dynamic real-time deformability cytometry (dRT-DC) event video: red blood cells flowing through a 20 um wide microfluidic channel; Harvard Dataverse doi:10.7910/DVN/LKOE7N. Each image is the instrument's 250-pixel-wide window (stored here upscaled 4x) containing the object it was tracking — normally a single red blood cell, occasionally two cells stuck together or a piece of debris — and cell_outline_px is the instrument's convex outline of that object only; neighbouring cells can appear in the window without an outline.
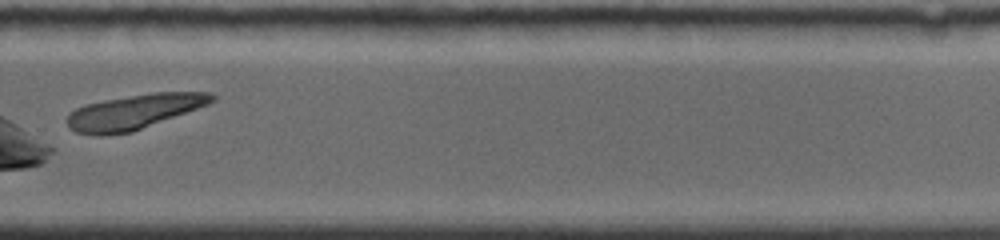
{"species": "common noctule bat (a hibernating species)", "species_latin": "Nyctalus noctula", "temperature_condition": "room temperature", "stored_images_in_passage": 17, "camera_frame_rate_fps": 4000, "um_per_image_px": 0.085, "animal": {"sex": "female", "body_mass_g": 19.0, "forearm_length_mm": 56.7}, "frame": {"image": 1, "passage_image": 15, "time_ms": 8.0, "image_size_px": [1000, 240], "cell_outline_px": [[216, 100], [208, 104], [132, 132], [100, 136], [76, 132], [68, 128], [68, 116], [76, 108], [84, 104], [104, 100], [152, 92], [208, 92], [216, 96]], "centroid_in_image_um": [11.39, 9.5], "position_along_channel_um": 318.4, "area_um2": 29.13}}